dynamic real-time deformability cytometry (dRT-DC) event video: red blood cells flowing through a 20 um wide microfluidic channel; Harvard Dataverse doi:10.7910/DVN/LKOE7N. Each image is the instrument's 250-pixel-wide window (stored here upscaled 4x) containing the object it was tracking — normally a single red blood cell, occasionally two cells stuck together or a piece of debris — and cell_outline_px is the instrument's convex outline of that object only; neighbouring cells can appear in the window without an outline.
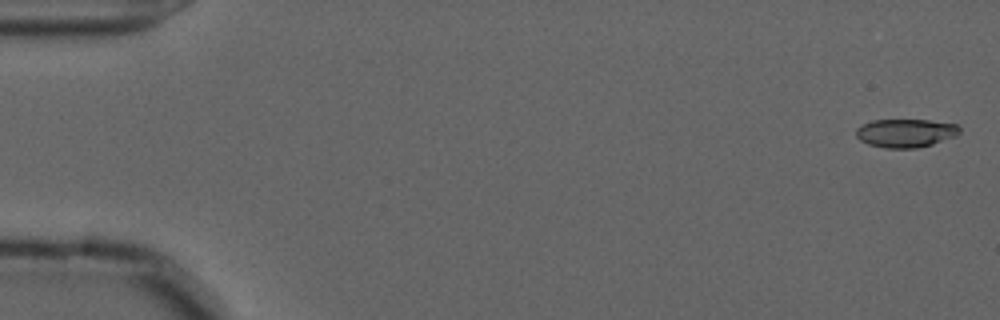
{"species": "common noctule bat (a hibernating species)", "species_latin": "Nyctalus noctula", "temperature_condition": "cold", "stored_images_in_passage": 56, "camera_frame_rate_fps": 3000, "um_per_image_px": 0.085, "animal": {"sex": "male", "forearm_length_mm": 52.5}, "frame": {"image": 1, "passage_image": 2, "time_ms": 0.333, "image_size_px": [1000, 320], "cell_outline_px": [[960, 132], [956, 136], [932, 144], [916, 148], [884, 148], [868, 144], [860, 140], [856, 136], [856, 128], [872, 120], [928, 120], [956, 124], [960, 128]], "centroid_in_image_um": [76.97, 11.31], "position_along_channel_um": 8.0, "area_um2": 17.11}}
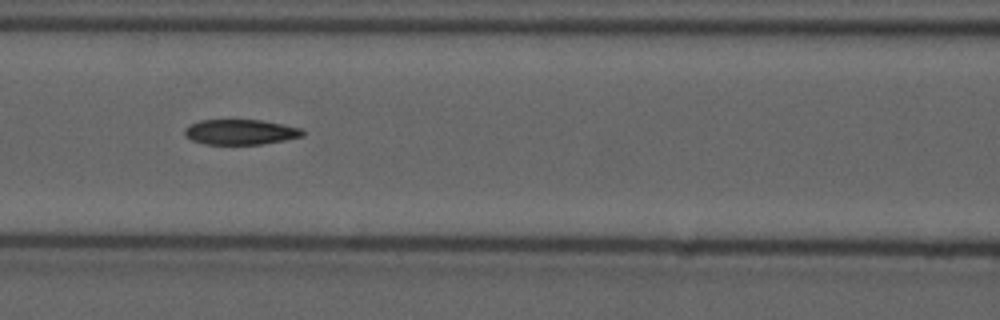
{"frame": {"image": 2, "passage_image": 25, "time_ms": 8.0, "image_size_px": [1000, 320], "cell_outline_px": [[304, 136], [284, 140], [260, 144], [204, 144], [192, 140], [184, 132], [184, 128], [200, 120], [260, 120], [300, 128], [304, 132]], "centroid_in_image_um": [20.43, 11.22], "position_along_channel_um": 146.2, "area_um2": 17.05}}
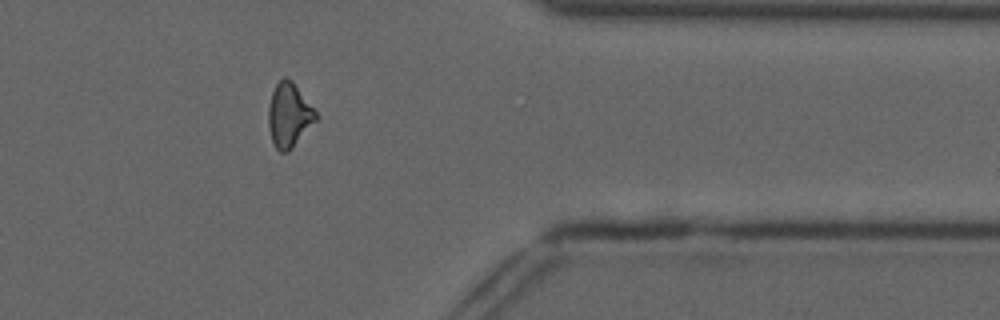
{"frame": {"image": 3, "passage_image": 46, "time_ms": 15.0, "image_size_px": [1000, 320], "cell_outline_px": [[320, 116], [292, 148], [288, 152], [280, 152], [276, 148], [272, 140], [268, 128], [268, 108], [272, 92], [276, 84], [284, 76], [292, 80]], "centroid_in_image_um": [24.57, 9.78], "position_along_channel_um": 386.8, "area_um2": 17.8}, "authors_computed_cell_mechanics": {"area_um2": 17.918, "velocity_mm_per_s": 3.6725, "shape_relaxation_time_tau1_ms": 7.3082, "shape_relaxation_time_tau2_ms": 4.4031, "deformation_change_tau1": 0.1722, "deformation_change_tau2": 0.1264}}